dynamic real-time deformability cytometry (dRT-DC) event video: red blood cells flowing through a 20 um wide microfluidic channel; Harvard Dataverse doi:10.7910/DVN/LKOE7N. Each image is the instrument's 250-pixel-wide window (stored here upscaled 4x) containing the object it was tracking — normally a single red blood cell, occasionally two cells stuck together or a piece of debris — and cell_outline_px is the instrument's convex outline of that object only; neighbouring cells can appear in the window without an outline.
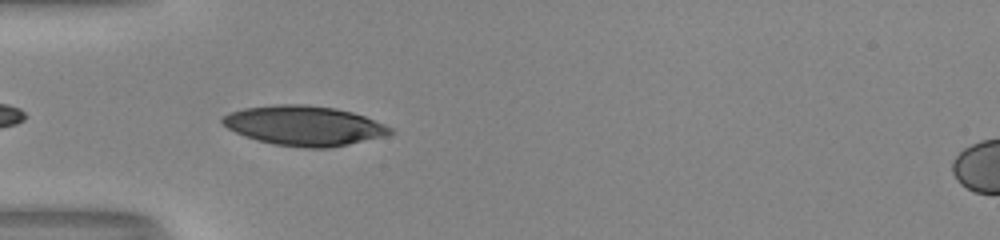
{"species": "human", "species_latin": "Homo sapiens", "temperature_condition": "room temperature", "stored_images_in_passage": 4, "camera_frame_rate_fps": 3000, "um_per_image_px": 0.085, "donor": {"sex": "male"}, "frame": {"image": 1, "passage_image": 2, "time_ms": 0.333, "image_size_px": [1000, 240], "cell_outline_px": [[396, 132], [388, 136], [332, 148], [304, 148], [272, 144], [256, 140], [244, 136], [228, 128], [220, 120], [220, 116], [228, 112], [244, 108], [276, 104], [304, 104], [336, 108], [352, 112], [364, 116], [384, 124], [392, 128]], "centroid_in_image_um": [25.86, 10.69], "position_along_channel_um": 59.1, "area_um2": 39.36}}